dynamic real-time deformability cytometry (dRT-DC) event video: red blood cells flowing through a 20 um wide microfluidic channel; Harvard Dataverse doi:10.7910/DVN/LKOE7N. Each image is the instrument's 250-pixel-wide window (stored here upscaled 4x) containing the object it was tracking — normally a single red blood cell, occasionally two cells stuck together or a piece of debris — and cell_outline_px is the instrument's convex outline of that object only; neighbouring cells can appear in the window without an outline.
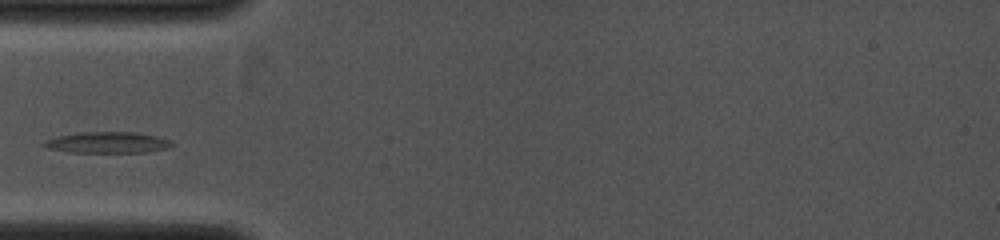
{"species": "common noctule bat (a hibernating species)", "species_latin": "Nyctalus noctula", "temperature_condition": "cold", "stored_images_in_passage": 2, "camera_frame_rate_fps": 4000, "um_per_image_px": 0.085, "animal": {"sex": "female", "body_mass_g": 19.0, "forearm_length_mm": 53.3}, "frame": {"image": 1, "passage_image": 2, "time_ms": 1.25, "image_size_px": [1000, 240], "cell_outline_px": [[172, 144], [168, 148], [148, 152], [72, 152], [48, 148], [40, 144], [56, 136], [80, 132], [136, 132], [156, 136], [168, 140]], "centroid_in_image_um": [9.12, 12.11], "position_along_channel_um": 75.9, "area_um2": 15.55}}